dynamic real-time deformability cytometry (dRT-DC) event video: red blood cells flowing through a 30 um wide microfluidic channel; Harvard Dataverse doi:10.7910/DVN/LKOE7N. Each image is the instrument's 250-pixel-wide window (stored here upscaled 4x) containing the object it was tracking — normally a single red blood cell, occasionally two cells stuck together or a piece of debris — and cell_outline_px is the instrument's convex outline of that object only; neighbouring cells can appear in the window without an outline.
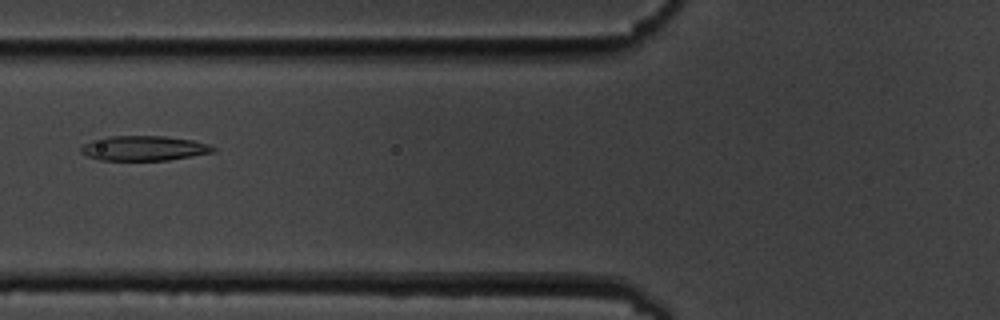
{"species": "common noctule bat (a hibernating species)", "species_latin": "Nyctalus noctula", "temperature_condition": "cold", "stored_images_in_passage": 10, "camera_frame_rate_fps": 3000, "um_per_image_px": 0.085, "animal": {"sex": "male", "body_mass_g": 19.5, "forearm_length_mm": 54.6}, "frame": {"image": 1, "passage_image": 6, "time_ms": 5.667, "image_size_px": [1000, 320], "cell_outline_px": [[216, 152], [168, 160], [100, 160], [88, 156], [80, 152], [80, 148], [84, 144], [92, 140], [104, 136], [164, 136], [192, 140], [208, 144], [216, 148]], "centroid_in_image_um": [12.23, 12.6], "position_along_channel_um": 113.6, "area_um2": 19.19}}
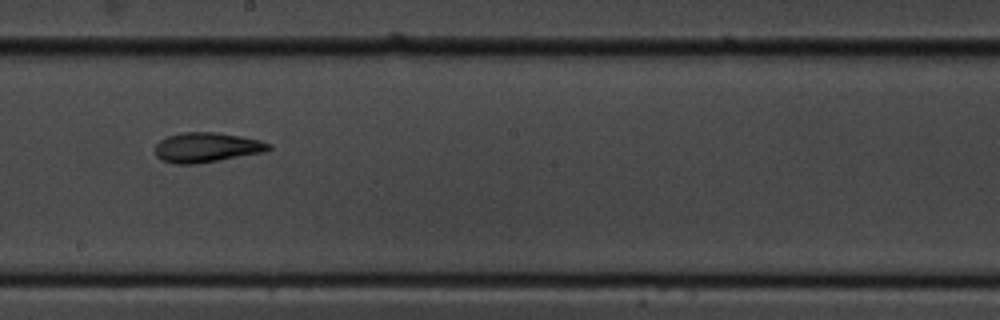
{"frame": {"image": 2, "passage_image": 9, "time_ms": 9.0, "image_size_px": [1000, 320], "cell_outline_px": [[272, 148], [264, 152], [196, 164], [176, 164], [160, 160], [156, 156], [152, 148], [160, 140], [168, 136], [184, 132], [216, 132], [240, 136], [260, 140], [272, 144]], "centroid_in_image_um": [17.53, 12.53], "position_along_channel_um": 230.7, "area_um2": 19.88}}
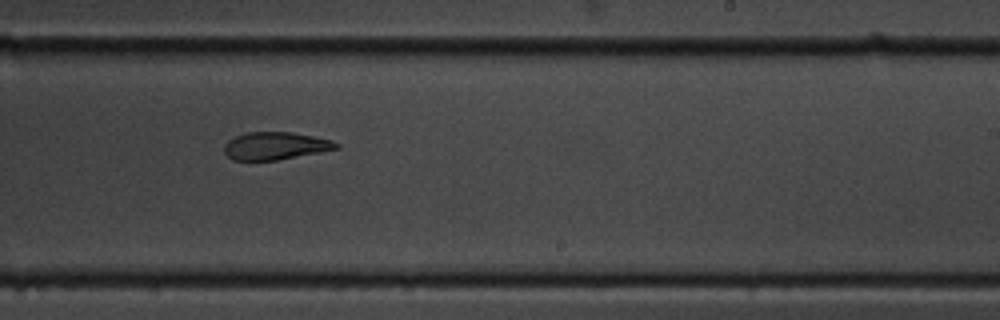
{"frame": {"image": 3, "passage_image": 10, "time_ms": 10.0, "image_size_px": [1000, 320], "cell_outline_px": [[340, 148], [276, 160], [232, 160], [224, 152], [224, 144], [228, 140], [236, 136], [248, 132], [292, 132], [332, 140], [340, 144]], "centroid_in_image_um": [23.39, 12.39], "position_along_channel_um": 265.6, "area_um2": 17.92}}